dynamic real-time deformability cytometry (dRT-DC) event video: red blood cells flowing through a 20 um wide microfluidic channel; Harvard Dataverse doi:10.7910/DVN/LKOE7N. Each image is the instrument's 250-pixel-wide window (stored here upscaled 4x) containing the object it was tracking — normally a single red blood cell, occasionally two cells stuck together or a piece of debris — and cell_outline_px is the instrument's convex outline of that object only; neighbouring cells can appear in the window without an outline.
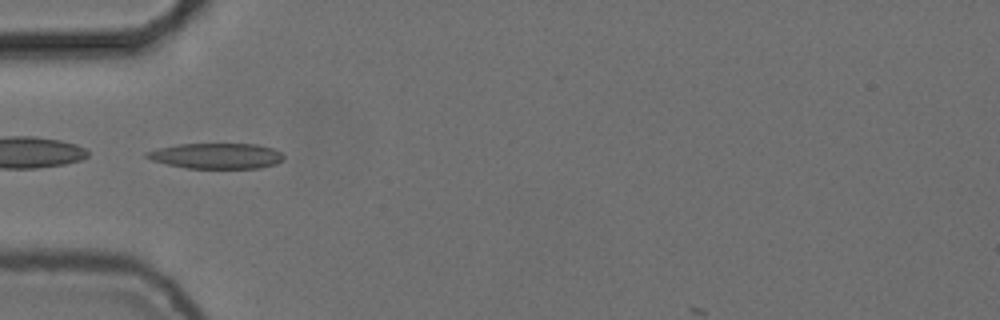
{"species": "common noctule bat (a hibernating species)", "species_latin": "Nyctalus noctula", "temperature_condition": "cold", "stored_images_in_passage": 10, "camera_frame_rate_fps": 3000, "um_per_image_px": 0.085, "animal": {"sex": "female", "body_mass_g": 24.6, "forearm_length_mm": 56.2}, "frame": {"image": 1, "passage_image": 1, "time_ms": 0.0, "image_size_px": [1000, 320], "cell_outline_px": [[284, 160], [276, 164], [260, 168], [188, 168], [168, 164], [152, 160], [144, 156], [144, 152], [156, 148], [180, 144], [256, 144], [272, 148], [280, 152], [284, 156]], "centroid_in_image_um": [18.39, 13.25], "position_along_channel_um": 66.6, "area_um2": 20.4}}